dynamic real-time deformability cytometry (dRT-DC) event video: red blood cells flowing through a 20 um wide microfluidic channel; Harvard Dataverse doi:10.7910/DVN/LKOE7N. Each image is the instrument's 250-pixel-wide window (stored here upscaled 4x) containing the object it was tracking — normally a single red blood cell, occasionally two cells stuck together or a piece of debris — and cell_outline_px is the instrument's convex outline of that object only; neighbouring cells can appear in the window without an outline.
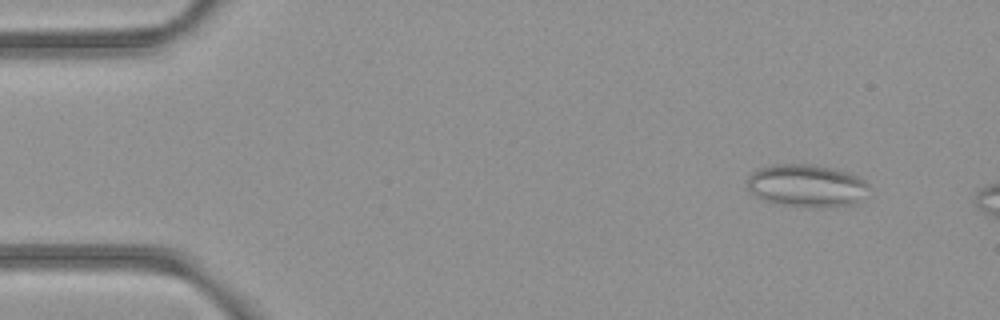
{"species": "common noctule bat (a hibernating species)", "species_latin": "Nyctalus noctula", "temperature_condition": "room temperature", "stored_images_in_passage": 15, "camera_frame_rate_fps": 3000, "um_per_image_px": 0.085, "animal": {"sex": "female", "body_mass_g": 21.9}, "frame": {"image": 1, "passage_image": 5, "time_ms": 1.333, "image_size_px": [1000, 320], "cell_outline_px": [[868, 184], [856, 200], [852, 204], [816, 208], [788, 204], [768, 200], [756, 196], [748, 188], [748, 176], [752, 172], [760, 168], [776, 164], [812, 164], [832, 168], [848, 172], [864, 180]], "centroid_in_image_um": [68.51, 15.75], "position_along_channel_um": 16.5, "area_um2": 29.25}}